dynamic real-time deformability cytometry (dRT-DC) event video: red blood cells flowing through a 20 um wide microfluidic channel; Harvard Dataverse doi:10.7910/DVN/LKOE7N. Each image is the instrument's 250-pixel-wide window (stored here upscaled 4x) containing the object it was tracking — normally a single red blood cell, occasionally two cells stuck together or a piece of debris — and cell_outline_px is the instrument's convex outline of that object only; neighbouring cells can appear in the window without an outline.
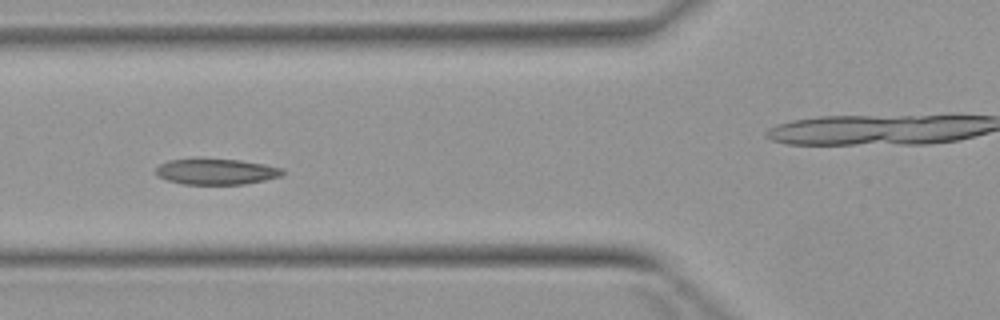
{"species": "Egyptian fruit bat (a non-hibernating species)", "species_latin": "Rousettus aegyptiacus", "temperature_condition": "warm", "stored_images_in_passage": 8, "camera_frame_rate_fps": 3000, "um_per_image_px": 0.085, "animal": {"sex": "female"}, "frame": {"image": 1, "passage_image": 5, "time_ms": 4.667, "image_size_px": [1000, 320], "cell_outline_px": [[284, 172], [280, 176], [264, 180], [244, 184], [184, 184], [168, 180], [156, 176], [156, 168], [160, 164], [168, 160], [196, 156], [240, 160], [264, 164], [284, 168]], "centroid_in_image_um": [18.33, 14.54], "position_along_channel_um": 107.5, "area_um2": 19.71}}